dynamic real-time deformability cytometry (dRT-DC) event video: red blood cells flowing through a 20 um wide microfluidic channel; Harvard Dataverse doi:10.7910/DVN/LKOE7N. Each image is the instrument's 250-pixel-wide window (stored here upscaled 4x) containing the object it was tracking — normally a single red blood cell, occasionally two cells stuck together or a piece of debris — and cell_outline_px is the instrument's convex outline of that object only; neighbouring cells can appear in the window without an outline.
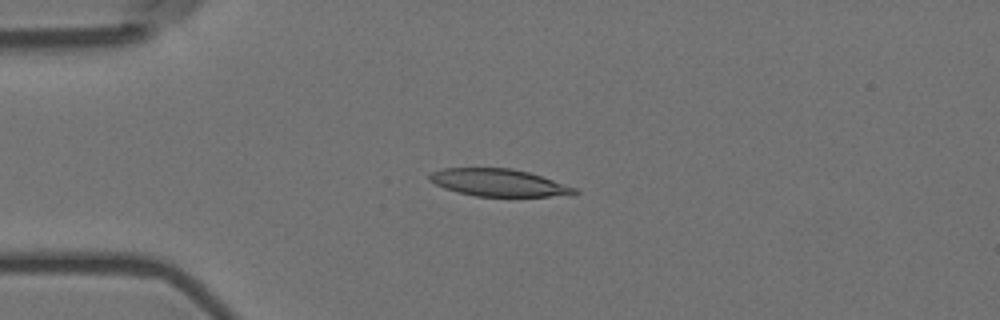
{"species": "Egyptian fruit bat (a non-hibernating species)", "species_latin": "Rousettus aegyptiacus", "temperature_condition": "room temperature", "stored_images_in_passage": 5, "camera_frame_rate_fps": 3000, "um_per_image_px": 0.085, "animal": {"sex": "female"}, "frame": {"image": 1, "passage_image": 4, "time_ms": 1.0, "image_size_px": [1000, 320], "cell_outline_px": [[580, 192], [548, 196], [476, 196], [444, 188], [428, 180], [428, 176], [432, 172], [444, 168], [512, 168], [528, 172], [576, 188]], "centroid_in_image_um": [42.32, 15.51], "position_along_channel_um": 42.7, "area_um2": 22.6}}